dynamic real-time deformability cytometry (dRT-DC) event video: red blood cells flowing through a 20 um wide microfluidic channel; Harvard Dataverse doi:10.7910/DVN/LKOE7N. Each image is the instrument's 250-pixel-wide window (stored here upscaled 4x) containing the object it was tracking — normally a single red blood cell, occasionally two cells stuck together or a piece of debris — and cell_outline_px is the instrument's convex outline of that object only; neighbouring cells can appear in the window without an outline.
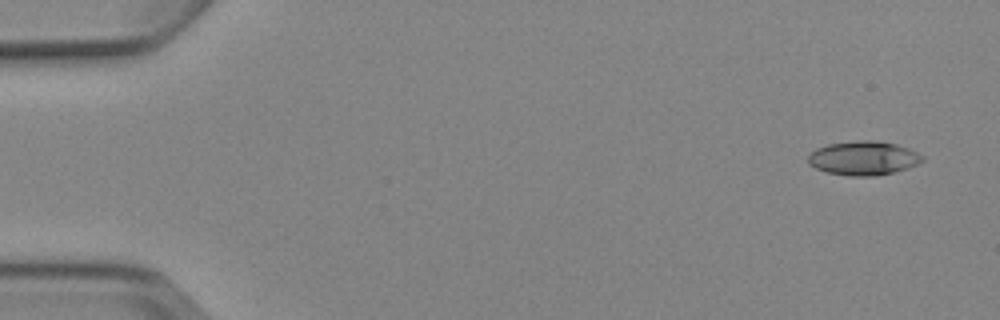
{"species": "Egyptian fruit bat (a non-hibernating species)", "species_latin": "Rousettus aegyptiacus", "temperature_condition": "cold", "stored_images_in_passage": 4, "camera_frame_rate_fps": 3000, "um_per_image_px": 0.085, "animal": {"sex": "female"}, "frame": {"image": 1, "passage_image": 1, "time_ms": 0.0, "image_size_px": [1000, 320], "cell_outline_px": [[924, 160], [908, 168], [876, 176], [848, 176], [828, 172], [816, 168], [808, 164], [808, 156], [816, 148], [828, 144], [860, 140], [880, 140], [896, 144], [908, 148], [924, 156]], "centroid_in_image_um": [73.39, 13.43], "position_along_channel_um": 11.6, "area_um2": 22.66}}
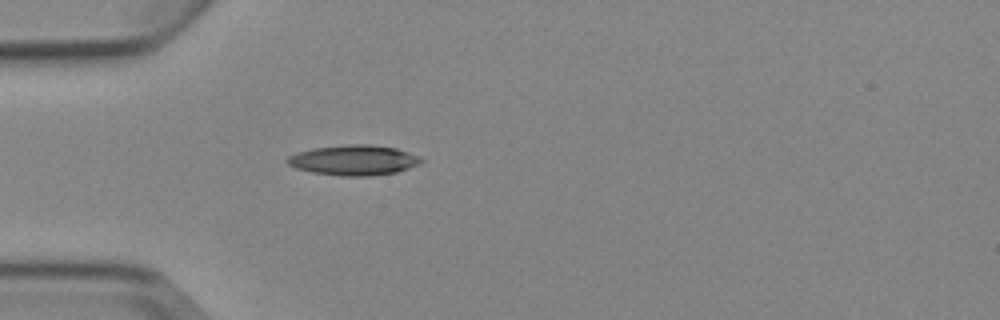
{"frame": {"image": 2, "passage_image": 4, "time_ms": 4.333, "image_size_px": [1000, 320], "cell_outline_px": [[424, 160], [420, 164], [396, 172], [372, 176], [344, 176], [312, 172], [296, 168], [288, 164], [284, 160], [288, 156], [296, 152], [312, 148], [348, 144], [368, 144], [396, 148], [420, 156]], "centroid_in_image_um": [30.06, 13.61], "position_along_channel_um": 54.9, "area_um2": 23.7}}